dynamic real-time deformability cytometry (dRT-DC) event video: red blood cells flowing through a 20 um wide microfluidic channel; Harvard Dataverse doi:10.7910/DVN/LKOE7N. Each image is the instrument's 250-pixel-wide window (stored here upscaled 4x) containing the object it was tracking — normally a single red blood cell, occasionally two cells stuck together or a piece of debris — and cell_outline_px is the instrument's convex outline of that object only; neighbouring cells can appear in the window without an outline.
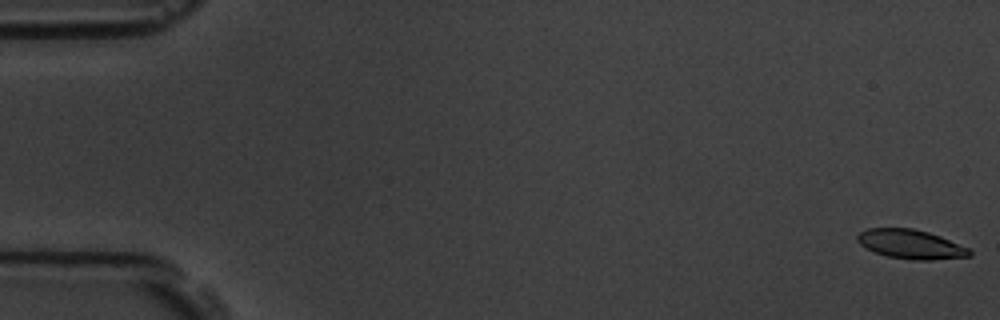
{"species": "common noctule bat (a hibernating species)", "species_latin": "Nyctalus noctula", "temperature_condition": "room temperature", "stored_images_in_passage": 58, "camera_frame_rate_fps": 3000, "um_per_image_px": 0.085, "animal": {"sex": "male", "body_mass_g": 19.5, "forearm_length_mm": 54.6}, "frame": {"image": 1, "passage_image": 1, "time_ms": 0.0, "image_size_px": [1000, 320], "cell_outline_px": [[972, 256], [932, 260], [916, 260], [888, 256], [876, 252], [860, 244], [856, 240], [856, 236], [860, 232], [868, 228], [912, 228], [928, 232], [940, 236], [968, 248], [972, 252]], "centroid_in_image_um": [77.42, 20.75], "position_along_channel_um": 7.6, "area_um2": 18.9}}
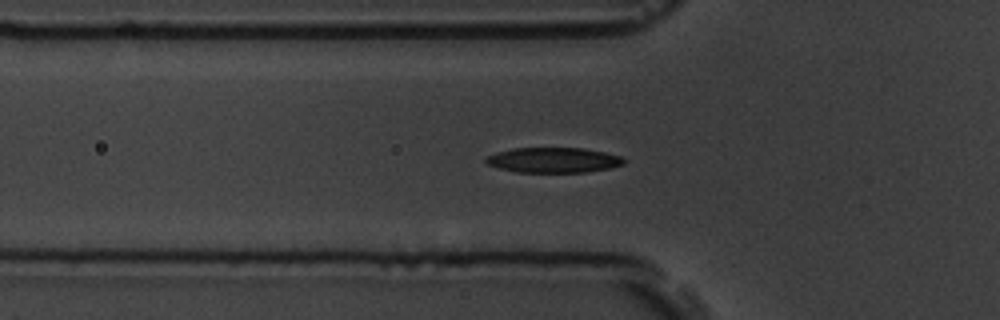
{"frame": {"image": 2, "passage_image": 20, "time_ms": 6.333, "image_size_px": [1000, 320], "cell_outline_px": [[624, 164], [612, 168], [588, 172], [516, 172], [500, 168], [488, 164], [484, 160], [488, 156], [496, 152], [512, 148], [584, 148], [604, 152], [620, 156], [624, 160]], "centroid_in_image_um": [47.06, 13.61], "position_along_channel_um": 78.7, "area_um2": 20.23}}
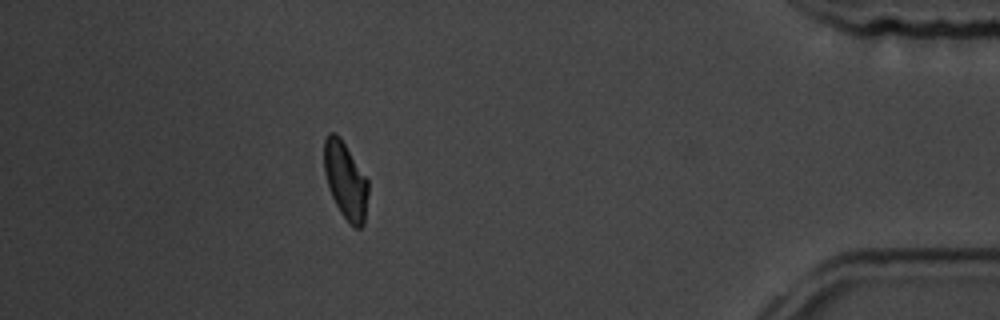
{"frame": {"image": 3, "passage_image": 52, "time_ms": 17.0, "image_size_px": [1000, 320], "cell_outline_px": [[368, 192], [364, 224], [360, 228], [352, 228], [340, 212], [328, 188], [324, 172], [324, 140], [328, 132], [336, 132], [340, 136], [368, 180]], "centroid_in_image_um": [29.36, 15.34], "position_along_channel_um": 405.8, "area_um2": 19.94}, "authors_computed_cell_mechanics": {"area_um2": 20.0277, "velocity_mm_per_s": 3.5271, "shape_relaxation_time_tau1_ms": 2.5488, "shape_relaxation_time_tau2_ms": 3.4444, "deformation_change_tau1": 0.1204, "deformation_change_tau2": 0.0962}}